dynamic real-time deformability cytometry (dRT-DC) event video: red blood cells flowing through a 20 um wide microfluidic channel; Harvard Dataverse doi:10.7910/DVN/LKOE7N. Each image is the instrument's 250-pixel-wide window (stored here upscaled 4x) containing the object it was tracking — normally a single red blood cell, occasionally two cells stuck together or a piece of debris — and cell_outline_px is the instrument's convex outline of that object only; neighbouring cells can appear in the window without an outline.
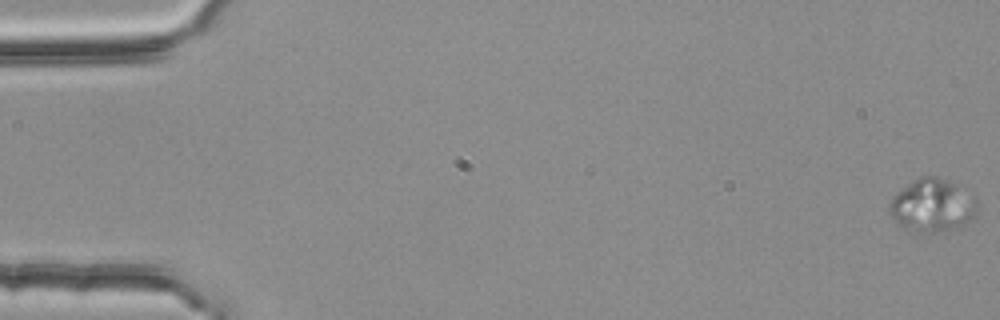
{"species": "common noctule bat (a hibernating species)", "species_latin": "Nyctalus noctula", "temperature_condition": "room temperature", "stored_images_in_passage": 18, "camera_frame_rate_fps": 3000, "um_per_image_px": 0.085, "animal": {"sex": "female", "body_mass_g": 25.1}, "frame": {"image": 1, "passage_image": 1, "time_ms": 0.0, "image_size_px": [1000, 320], "cell_outline_px": [[980, 208], [960, 228], [944, 232], [908, 232], [900, 228], [896, 224], [888, 212], [888, 204], [892, 196], [896, 192], [912, 180], [920, 176], [936, 176], [956, 184], [976, 196], [980, 204]], "centroid_in_image_um": [79.22, 17.48], "position_along_channel_um": 5.8, "area_um2": 28.09}}
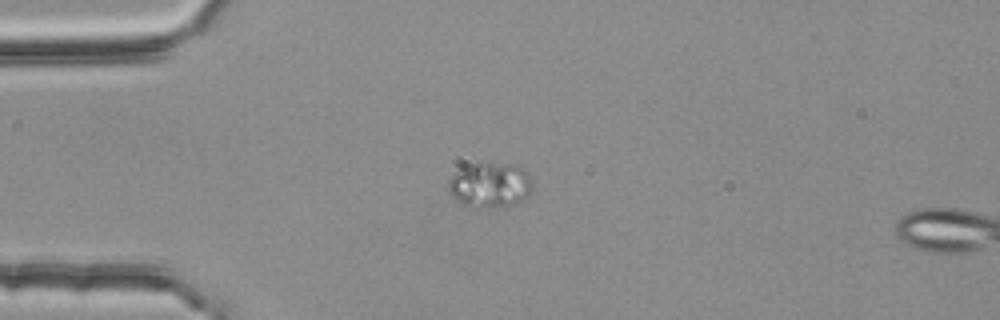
{"frame": {"image": 2, "passage_image": 15, "time_ms": 4.667, "image_size_px": [1000, 320], "cell_outline_px": [[532, 192], [524, 200], [516, 204], [480, 208], [476, 208], [464, 204], [456, 200], [448, 192], [448, 180], [456, 172], [472, 164], [512, 164], [528, 172], [532, 176]], "centroid_in_image_um": [41.69, 15.75], "position_along_channel_um": 43.3, "area_um2": 22.02}}